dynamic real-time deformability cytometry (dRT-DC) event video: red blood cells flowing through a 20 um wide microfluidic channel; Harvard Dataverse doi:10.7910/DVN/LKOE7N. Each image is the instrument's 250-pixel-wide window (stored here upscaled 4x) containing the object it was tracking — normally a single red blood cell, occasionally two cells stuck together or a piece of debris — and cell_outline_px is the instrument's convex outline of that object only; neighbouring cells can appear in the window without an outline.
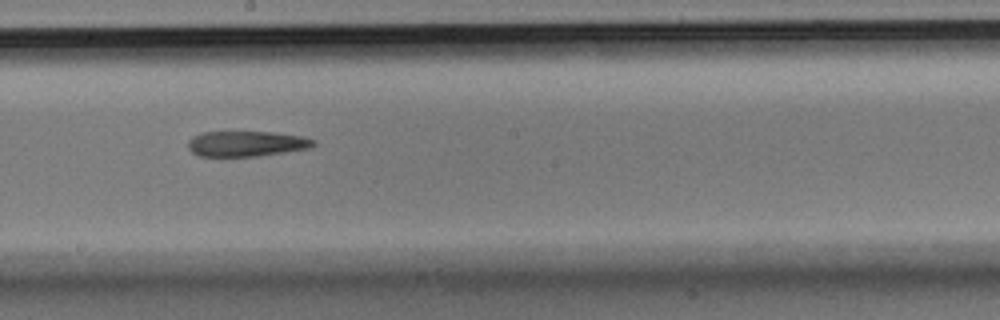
{"species": "Egyptian fruit bat (a non-hibernating species)", "species_latin": "Rousettus aegyptiacus", "temperature_condition": "room temperature", "stored_images_in_passage": 9, "camera_frame_rate_fps": 3000, "um_per_image_px": 0.085, "animal": {"sex": "male"}, "frame": {"image": 1, "passage_image": 7, "time_ms": 2.0, "image_size_px": [1000, 320], "cell_outline_px": [[316, 144], [308, 148], [256, 156], [200, 156], [192, 152], [188, 148], [188, 140], [192, 136], [200, 132], [272, 132], [300, 136], [316, 140]], "centroid_in_image_um": [20.9, 12.21], "position_along_channel_um": 227.3, "area_um2": 18.44}}
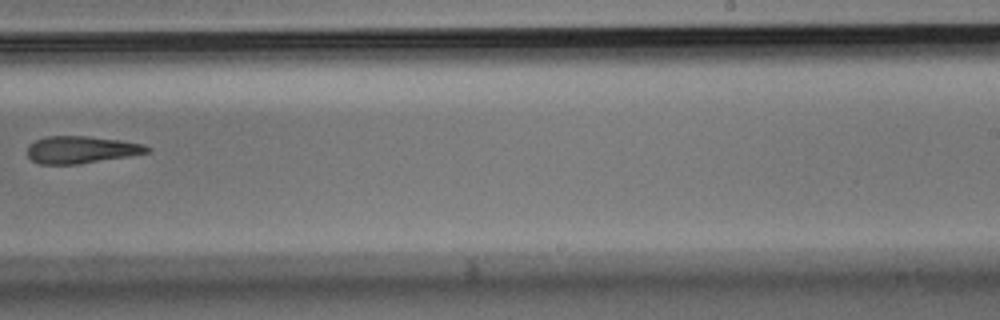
{"frame": {"image": 2, "passage_image": 8, "time_ms": 2.333, "image_size_px": [1000, 320], "cell_outline_px": [[152, 152], [80, 164], [40, 164], [32, 160], [28, 156], [28, 144], [36, 140], [48, 136], [88, 136], [120, 140], [144, 144], [152, 148]], "centroid_in_image_um": [6.93, 12.72], "position_along_channel_um": 282.1, "area_um2": 19.07}}
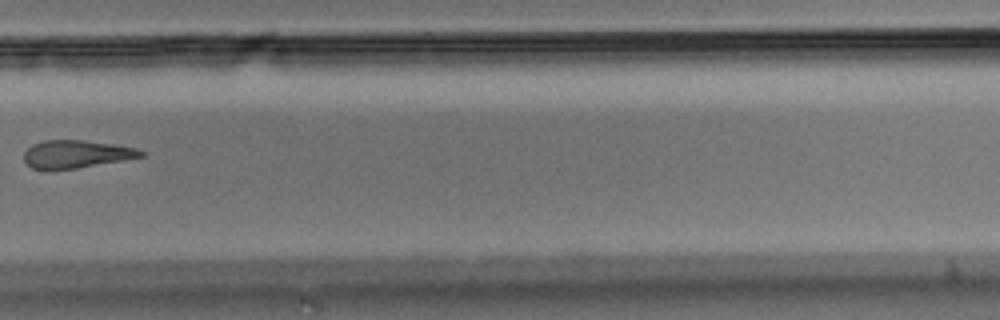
{"frame": {"image": 3, "passage_image": 9, "time_ms": 2.667, "image_size_px": [1000, 320], "cell_outline_px": [[144, 156], [76, 168], [32, 168], [24, 160], [24, 152], [32, 144], [44, 140], [84, 140], [112, 144], [136, 148], [144, 152]], "centroid_in_image_um": [6.47, 13.07], "position_along_channel_um": 323.3, "area_um2": 18.44}}